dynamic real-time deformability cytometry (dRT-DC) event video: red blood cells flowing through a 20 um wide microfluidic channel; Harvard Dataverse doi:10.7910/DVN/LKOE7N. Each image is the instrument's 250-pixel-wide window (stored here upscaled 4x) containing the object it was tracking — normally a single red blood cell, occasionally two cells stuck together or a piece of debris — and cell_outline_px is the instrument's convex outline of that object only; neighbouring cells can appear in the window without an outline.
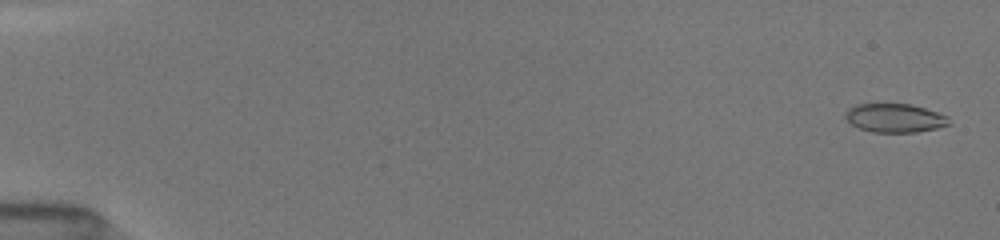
{"species": "common noctule bat (a hibernating species)", "species_latin": "Nyctalus noctula", "temperature_condition": "room temperature", "stored_images_in_passage": 52, "camera_frame_rate_fps": 3000, "um_per_image_px": 0.085, "animal": {"sex": "female", "body_mass_g": 19.5, "forearm_length_mm": 54.1}, "frame": {"image": 1, "passage_image": 2, "time_ms": 0.333, "image_size_px": [1000, 240], "cell_outline_px": [[948, 124], [936, 128], [916, 132], [872, 132], [860, 128], [852, 124], [844, 116], [844, 112], [848, 108], [856, 104], [912, 104], [948, 116]], "centroid_in_image_um": [76.02, 10.02], "position_along_channel_um": 9.0, "area_um2": 17.17}}
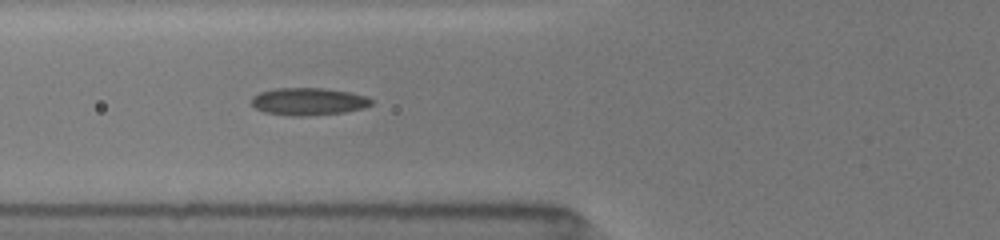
{"frame": {"image": 2, "passage_image": 21, "time_ms": 6.667, "image_size_px": [1000, 240], "cell_outline_px": [[372, 104], [364, 108], [344, 112], [308, 116], [288, 116], [264, 112], [256, 108], [252, 104], [252, 96], [260, 92], [276, 88], [324, 88], [352, 92], [368, 96], [372, 100]], "centroid_in_image_um": [26.24, 8.63], "position_along_channel_um": 99.6, "area_um2": 19.36}}
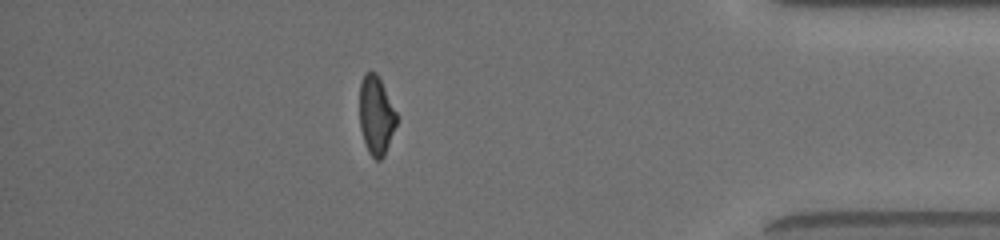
{"frame": {"image": 3, "passage_image": 46, "time_ms": 15.0, "image_size_px": [1000, 240], "cell_outline_px": [[396, 124], [384, 156], [380, 160], [376, 160], [368, 152], [360, 128], [360, 84], [364, 76], [368, 72], [376, 72], [396, 112]], "centroid_in_image_um": [31.96, 9.83], "position_along_channel_um": 403.2, "area_um2": 16.53}, "authors_computed_cell_mechanics": {"area_um2": 18.207, "velocity_mm_per_s": 4.0477, "shape_relaxation_time_tau1_ms": 7.457, "shape_relaxation_time_tau2_ms": 2.0516, "deformation_change_tau1": 0.2113, "deformation_change_tau2": 0.0821}}